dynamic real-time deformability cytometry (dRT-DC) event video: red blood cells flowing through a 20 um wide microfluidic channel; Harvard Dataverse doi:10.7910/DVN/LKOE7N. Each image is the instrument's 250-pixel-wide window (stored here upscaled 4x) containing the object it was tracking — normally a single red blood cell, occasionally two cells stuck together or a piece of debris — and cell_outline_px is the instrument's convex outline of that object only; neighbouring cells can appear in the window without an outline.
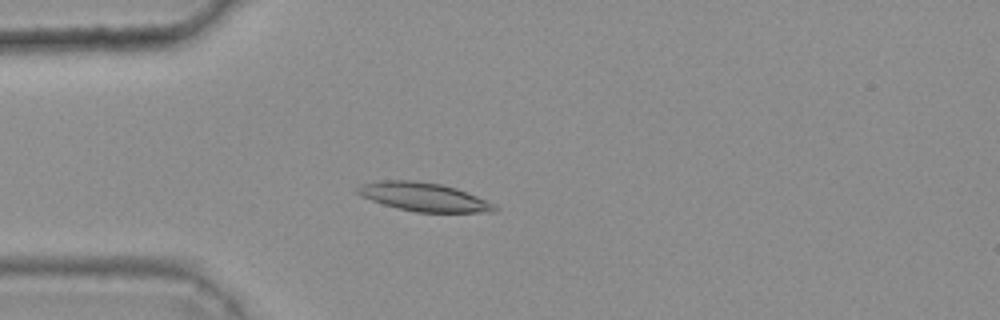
{"species": "common noctule bat (a hibernating species)", "species_latin": "Nyctalus noctula", "temperature_condition": "warm", "stored_images_in_passage": 41, "camera_frame_rate_fps": 3000, "um_per_image_px": 0.085, "animal": {"sex": "female", "body_mass_g": 25.1}, "frame": {"image": 1, "passage_image": 11, "time_ms": 3.333, "image_size_px": [1000, 320], "cell_outline_px": [[500, 208], [496, 212], [416, 212], [396, 208], [360, 196], [352, 192], [352, 188], [360, 184], [380, 180], [416, 180], [440, 184], [456, 188], [496, 204]], "centroid_in_image_um": [35.96, 16.73], "position_along_channel_um": 49.0, "area_um2": 23.18}}
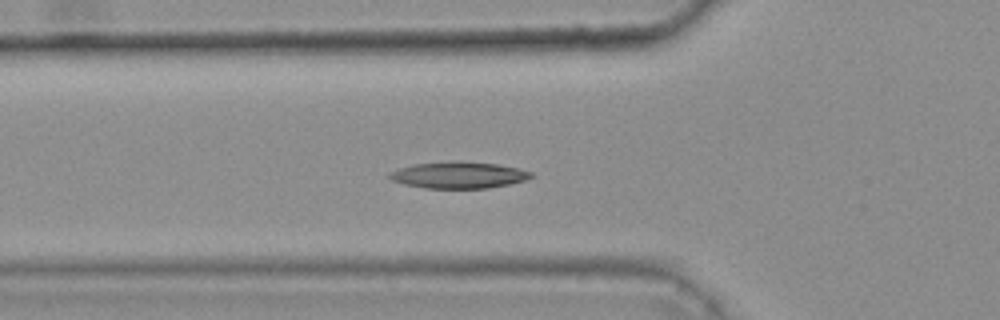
{"frame": {"image": 2, "passage_image": 15, "time_ms": 4.667, "image_size_px": [1000, 320], "cell_outline_px": [[536, 176], [524, 180], [508, 184], [488, 188], [424, 188], [404, 184], [392, 180], [388, 176], [392, 172], [400, 168], [416, 164], [500, 164], [532, 172]], "centroid_in_image_um": [39.03, 14.93], "position_along_channel_um": 86.8, "area_um2": 20.63}}
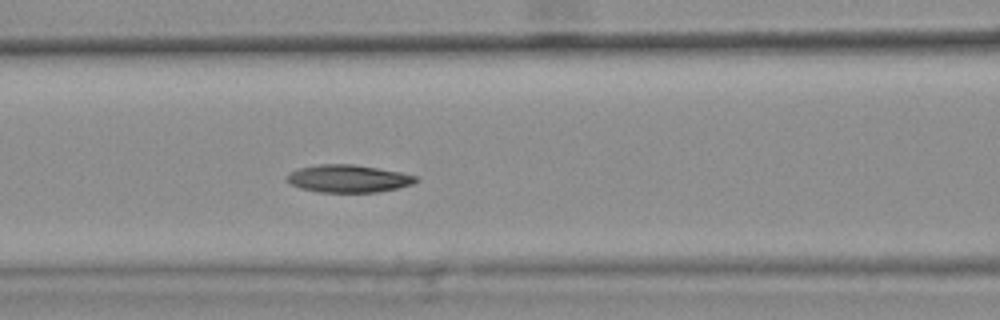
{"frame": {"image": 3, "passage_image": 19, "time_ms": 6.0, "image_size_px": [1000, 320], "cell_outline_px": [[420, 180], [412, 184], [396, 188], [376, 192], [316, 192], [300, 188], [284, 180], [284, 176], [300, 168], [316, 164], [352, 164], [400, 172], [416, 176]], "centroid_in_image_um": [29.57, 15.18], "position_along_channel_um": 137.0, "area_um2": 20.69}, "authors_computed_cell_mechanics": {"area_um2": 20.9814, "velocity_mm_per_s": 3.7355, "shape_relaxation_time_tau1_ms": 7.8713, "shape_relaxation_time_tau2_ms": 4.0726, "deformation_change_tau1": 0.2039, "deformation_change_tau2": 0.0892}}